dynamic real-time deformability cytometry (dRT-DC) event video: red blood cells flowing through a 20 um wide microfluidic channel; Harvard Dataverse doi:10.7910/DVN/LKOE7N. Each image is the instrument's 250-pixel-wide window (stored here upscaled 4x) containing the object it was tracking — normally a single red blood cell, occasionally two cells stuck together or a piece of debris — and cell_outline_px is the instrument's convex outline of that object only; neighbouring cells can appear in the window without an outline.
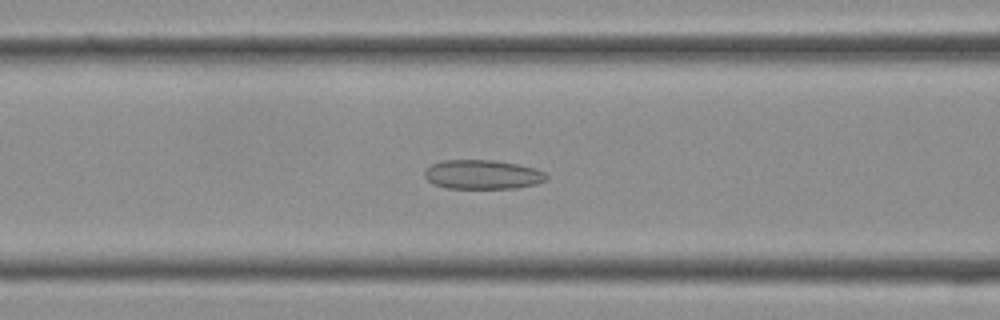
{"species": "Egyptian fruit bat (a non-hibernating species)", "species_latin": "Rousettus aegyptiacus", "temperature_condition": "cold", "stored_images_in_passage": 37, "camera_frame_rate_fps": 3000, "um_per_image_px": 0.085, "frame": {"image": 1, "passage_image": 14, "time_ms": 4.333, "image_size_px": [1000, 320], "cell_outline_px": [[548, 180], [536, 184], [516, 188], [444, 188], [432, 184], [424, 176], [424, 172], [432, 164], [444, 160], [496, 160], [536, 168], [544, 172], [548, 176]], "centroid_in_image_um": [41.03, 14.84], "position_along_channel_um": 125.6, "area_um2": 20.87}}
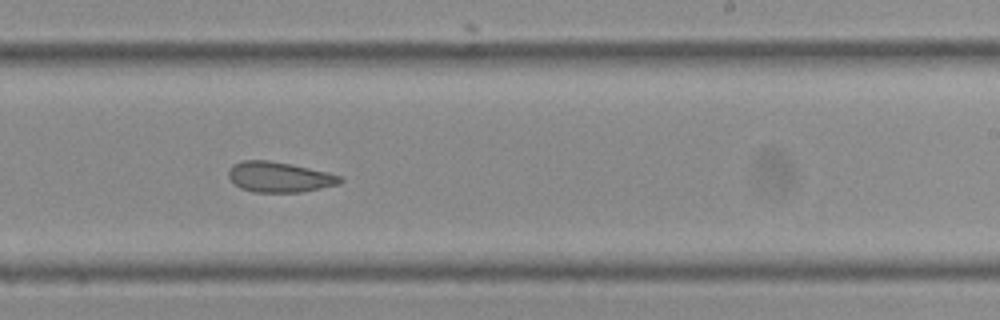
{"frame": {"image": 2, "passage_image": 22, "time_ms": 7.0, "image_size_px": [1000, 320], "cell_outline_px": [[344, 180], [340, 184], [300, 192], [252, 192], [240, 188], [228, 176], [228, 168], [232, 164], [240, 160], [268, 160], [292, 164], [328, 172], [340, 176]], "centroid_in_image_um": [23.72, 15.04], "position_along_channel_um": 265.3, "area_um2": 19.88}}
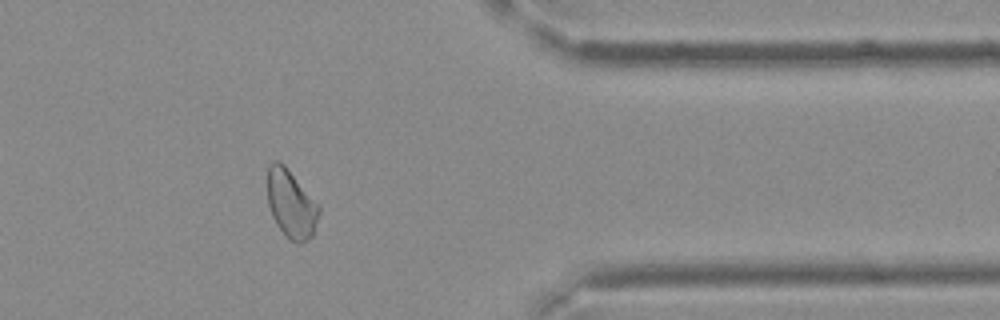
{"frame": {"image": 3, "passage_image": 30, "time_ms": 9.667, "image_size_px": [1000, 320], "cell_outline_px": [[320, 212], [312, 236], [308, 240], [300, 244], [288, 240], [276, 224], [272, 216], [268, 204], [268, 164], [272, 160], [280, 160], [284, 164], [320, 208]], "centroid_in_image_um": [24.72, 17.35], "position_along_channel_um": 386.7, "area_um2": 20.35}}